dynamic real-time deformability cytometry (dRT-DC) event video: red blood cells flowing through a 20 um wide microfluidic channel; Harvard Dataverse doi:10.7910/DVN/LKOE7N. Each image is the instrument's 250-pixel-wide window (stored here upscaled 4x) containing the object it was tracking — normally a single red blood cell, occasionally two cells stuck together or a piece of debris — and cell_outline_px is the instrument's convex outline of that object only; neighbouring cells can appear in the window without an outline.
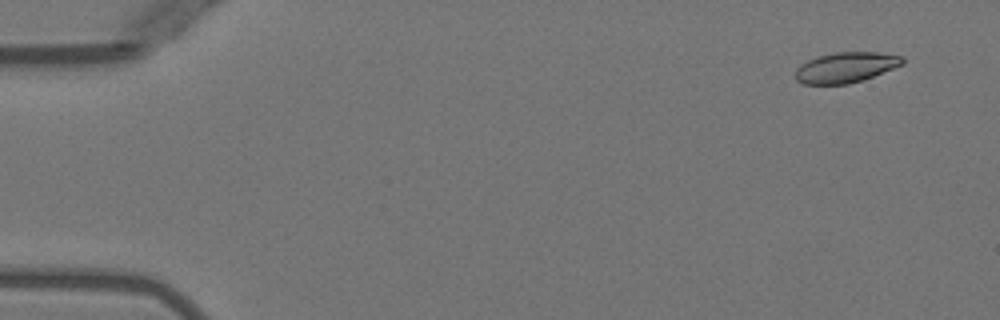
{"species": "Egyptian fruit bat (a non-hibernating species)", "species_latin": "Rousettus aegyptiacus", "temperature_condition": "warm", "stored_images_in_passage": 11, "camera_frame_rate_fps": 3000, "um_per_image_px": 0.085, "animal": {"sex": "female"}, "frame": {"image": 1, "passage_image": 4, "time_ms": 1.0, "image_size_px": [1000, 320], "cell_outline_px": [[904, 64], [872, 76], [848, 84], [804, 84], [796, 80], [796, 68], [800, 64], [816, 56], [836, 52], [876, 52], [904, 56]], "centroid_in_image_um": [71.88, 5.72], "position_along_channel_um": 13.1, "area_um2": 18.9}}